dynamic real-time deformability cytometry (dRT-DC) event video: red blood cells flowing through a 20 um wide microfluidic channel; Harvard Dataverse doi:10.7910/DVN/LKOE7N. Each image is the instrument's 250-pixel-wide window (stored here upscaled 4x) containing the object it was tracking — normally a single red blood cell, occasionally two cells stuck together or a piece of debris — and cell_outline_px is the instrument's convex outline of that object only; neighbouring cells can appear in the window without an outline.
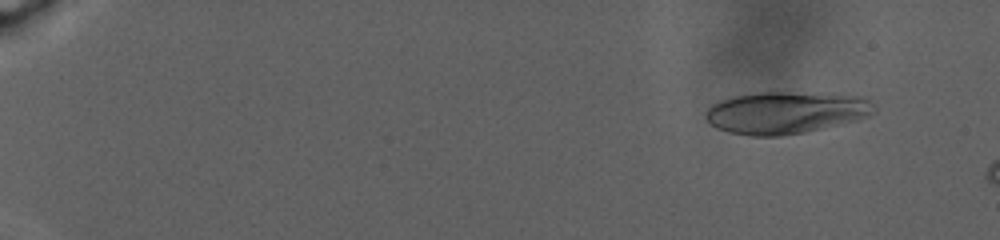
{"species": "human", "species_latin": "Homo sapiens", "temperature_condition": "warm", "stored_images_in_passage": 24, "camera_frame_rate_fps": 3000, "um_per_image_px": 0.085, "donor": {"sex": "male"}, "frame": {"image": 1, "passage_image": 10, "time_ms": 3.0, "image_size_px": [1000, 240], "cell_outline_px": [[876, 112], [868, 116], [856, 120], [840, 124], [804, 132], [780, 136], [748, 136], [728, 132], [716, 128], [704, 116], [708, 108], [712, 104], [720, 100], [732, 96], [760, 92], [784, 92], [864, 96], [876, 108]], "centroid_in_image_um": [66.77, 9.57], "position_along_channel_um": 18.2, "area_um2": 41.27}}